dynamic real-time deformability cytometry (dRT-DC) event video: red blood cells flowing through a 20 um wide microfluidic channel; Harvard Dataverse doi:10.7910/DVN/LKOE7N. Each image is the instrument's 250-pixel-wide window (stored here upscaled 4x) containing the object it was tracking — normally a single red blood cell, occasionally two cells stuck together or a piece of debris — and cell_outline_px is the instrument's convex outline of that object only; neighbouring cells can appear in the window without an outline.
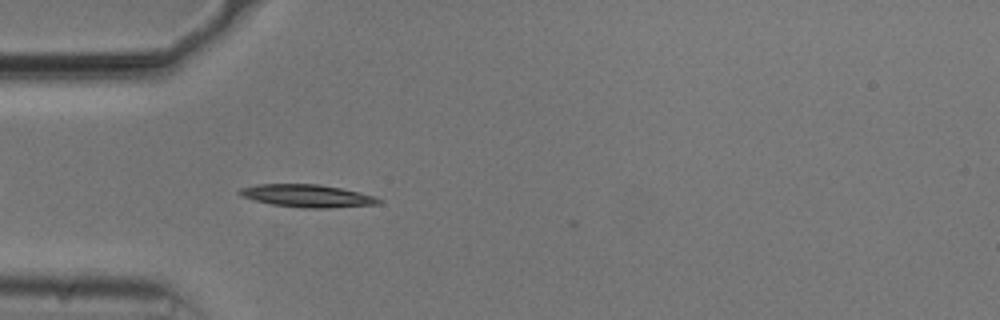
{"species": "common noctule bat (a hibernating species)", "species_latin": "Nyctalus noctula", "temperature_condition": "cold", "stored_images_in_passage": 42, "camera_frame_rate_fps": 3000, "um_per_image_px": 0.085, "animal": {"sex": "male", "body_mass_g": 20.5, "forearm_length_mm": 52.5}, "frame": {"image": 1, "passage_image": 4, "time_ms": 1.0, "image_size_px": [1000, 320], "cell_outline_px": [[380, 204], [328, 208], [300, 208], [272, 204], [256, 200], [244, 196], [236, 192], [240, 188], [256, 184], [320, 184], [360, 192], [372, 196], [380, 200]], "centroid_in_image_um": [26.1, 16.64], "position_along_channel_um": 58.9, "area_um2": 18.21}}
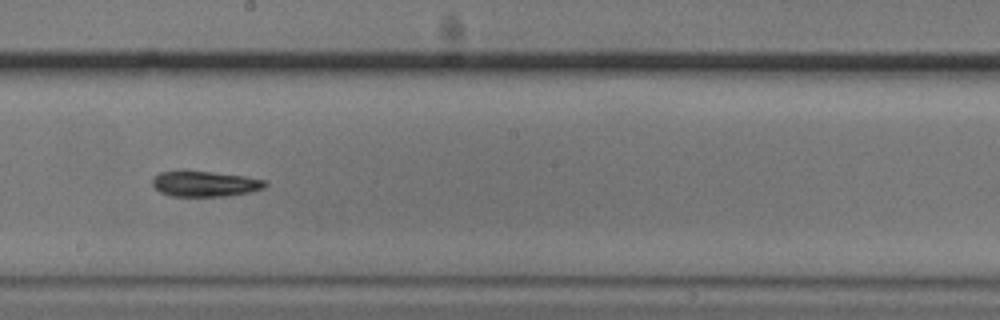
{"frame": {"image": 2, "passage_image": 18, "time_ms": 5.667, "image_size_px": [1000, 320], "cell_outline_px": [[268, 184], [264, 188], [248, 192], [224, 196], [172, 196], [160, 192], [152, 184], [152, 180], [160, 172], [212, 172], [244, 176], [268, 180]], "centroid_in_image_um": [17.47, 15.64], "position_along_channel_um": 230.7, "area_um2": 16.42}}
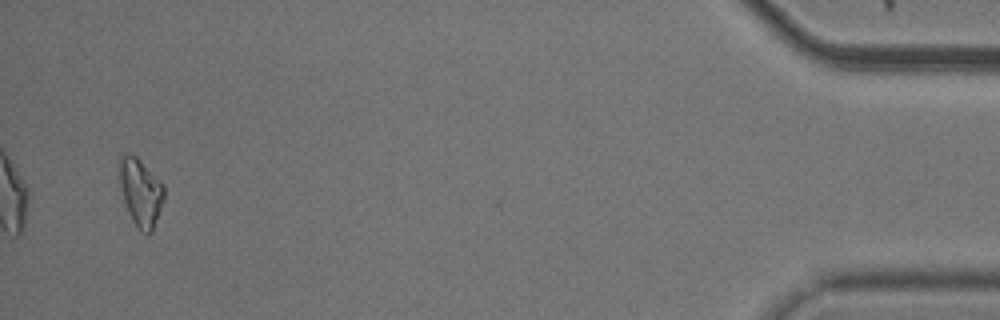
{"frame": {"image": 3, "passage_image": 40, "time_ms": 13.0, "image_size_px": [1000, 320], "cell_outline_px": [[164, 200], [152, 232], [148, 236], [140, 232], [132, 220], [128, 212], [124, 200], [120, 184], [120, 156], [128, 152], [132, 152], [164, 184]], "centroid_in_image_um": [11.97, 16.36], "position_along_channel_um": 423.2, "area_um2": 17.69}, "authors_computed_cell_mechanics": {"area_um2": 16.9932, "velocity_mm_per_s": 3.7359, "shape_relaxation_time_tau1_ms": null, "shape_relaxation_time_tau2_ms": 9.0138, "deformation_change_tau1": null, "deformation_change_tau2": 0.1887}}